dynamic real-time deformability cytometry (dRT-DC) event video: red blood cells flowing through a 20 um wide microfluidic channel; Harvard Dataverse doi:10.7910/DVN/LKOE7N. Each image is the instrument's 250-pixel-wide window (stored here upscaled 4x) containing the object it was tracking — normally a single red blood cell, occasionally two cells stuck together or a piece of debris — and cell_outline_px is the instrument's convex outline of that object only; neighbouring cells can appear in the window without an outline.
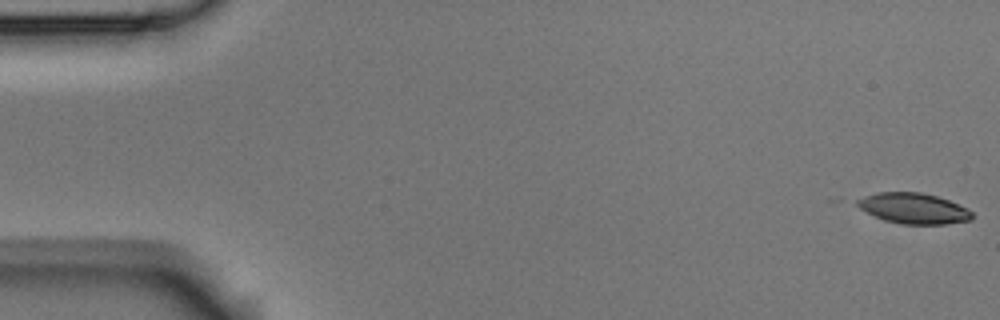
{"species": "Egyptian fruit bat (a non-hibernating species)", "species_latin": "Rousettus aegyptiacus", "temperature_condition": "room temperature", "stored_images_in_passage": 53, "camera_frame_rate_fps": 3000, "um_per_image_px": 0.085, "animal": {"sex": "male"}, "frame": {"image": 1, "passage_image": 1, "time_ms": 0.0, "image_size_px": [1000, 320], "cell_outline_px": [[972, 220], [948, 224], [900, 224], [884, 220], [860, 208], [856, 204], [856, 200], [864, 196], [876, 192], [920, 192], [936, 196], [948, 200], [968, 208], [972, 212]], "centroid_in_image_um": [77.67, 17.71], "position_along_channel_um": 7.3, "area_um2": 20.46}}
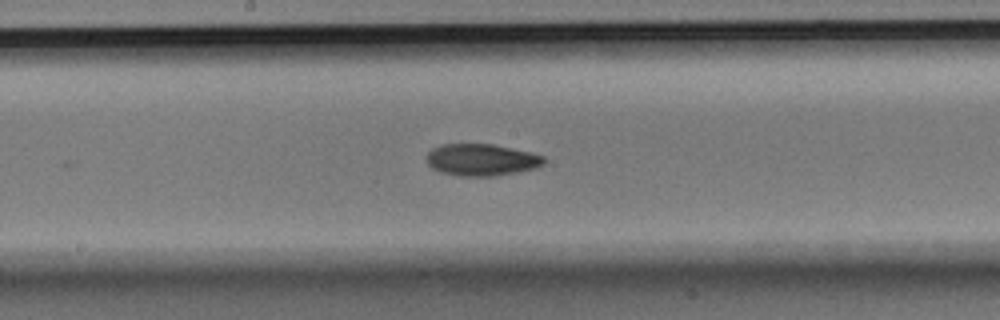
{"frame": {"image": 2, "passage_image": 28, "time_ms": 9.0, "image_size_px": [1000, 320], "cell_outline_px": [[544, 164], [536, 168], [496, 176], [460, 176], [440, 172], [432, 168], [428, 164], [428, 152], [432, 148], [440, 144], [492, 144], [532, 152], [544, 156]], "centroid_in_image_um": [40.94, 13.58], "position_along_channel_um": 207.3, "area_um2": 21.85}}
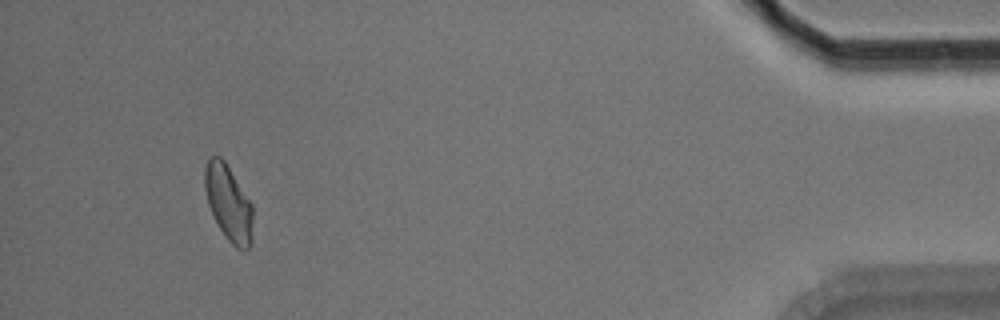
{"frame": {"image": 3, "passage_image": 50, "time_ms": 16.333, "image_size_px": [1000, 320], "cell_outline_px": [[252, 240], [248, 248], [236, 248], [228, 240], [220, 228], [208, 204], [204, 188], [204, 168], [208, 160], [212, 156], [220, 156], [224, 160], [252, 204]], "centroid_in_image_um": [19.41, 17.23], "position_along_channel_um": 415.8, "area_um2": 20.87}, "authors_computed_cell_mechanics": {"area_um2": 21.3282, "velocity_mm_per_s": 3.7711, "shape_relaxation_time_tau1_ms": 5.3641, "shape_relaxation_time_tau2_ms": null, "deformation_change_tau1": 0.1233, "deformation_change_tau2": null}}